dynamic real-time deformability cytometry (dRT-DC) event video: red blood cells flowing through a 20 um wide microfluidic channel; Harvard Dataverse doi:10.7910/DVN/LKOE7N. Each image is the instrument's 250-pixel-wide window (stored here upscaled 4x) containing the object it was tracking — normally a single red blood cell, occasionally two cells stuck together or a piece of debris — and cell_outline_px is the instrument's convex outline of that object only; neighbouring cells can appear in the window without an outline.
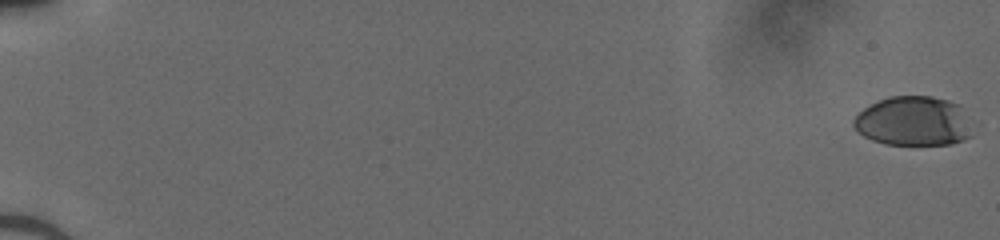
{"species": "human", "species_latin": "Homo sapiens", "temperature_condition": "cold", "stored_images_in_passage": 52, "camera_frame_rate_fps": 3000, "um_per_image_px": 0.085, "donor": {"sex": "male"}, "frame": {"image": 1, "passage_image": 1, "time_ms": 0.0, "image_size_px": [1000, 240], "cell_outline_px": [[972, 136], [964, 140], [952, 144], [884, 144], [872, 140], [856, 132], [852, 124], [852, 120], [864, 108], [888, 96], [932, 96], [948, 100], [960, 104], [972, 132]], "centroid_in_image_um": [77.63, 10.3], "position_along_channel_um": 7.4, "area_um2": 34.28}}
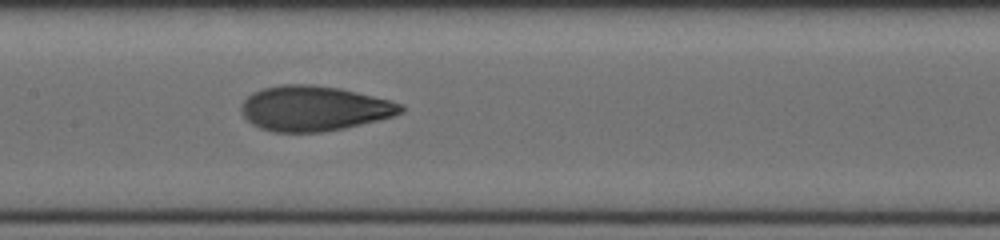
{"frame": {"image": 2, "passage_image": 29, "time_ms": 9.333, "image_size_px": [1000, 240], "cell_outline_px": [[404, 112], [392, 116], [344, 128], [324, 132], [272, 132], [260, 128], [252, 124], [240, 112], [240, 108], [244, 100], [252, 92], [264, 88], [280, 84], [312, 84], [340, 88], [404, 104]], "centroid_in_image_um": [26.66, 9.21], "position_along_channel_um": 180.7, "area_um2": 41.85}}
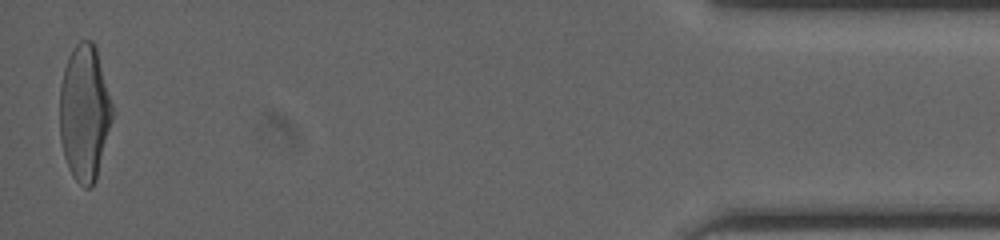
{"frame": {"image": 3, "passage_image": 52, "time_ms": 17.0, "image_size_px": [1000, 240], "cell_outline_px": [[112, 120], [96, 180], [92, 188], [84, 188], [72, 176], [68, 168], [64, 156], [60, 140], [60, 84], [64, 68], [68, 56], [76, 44], [80, 40], [92, 40], [96, 48], [112, 104]], "centroid_in_image_um": [7.16, 9.61], "position_along_channel_um": 428.0, "area_um2": 41.62}}